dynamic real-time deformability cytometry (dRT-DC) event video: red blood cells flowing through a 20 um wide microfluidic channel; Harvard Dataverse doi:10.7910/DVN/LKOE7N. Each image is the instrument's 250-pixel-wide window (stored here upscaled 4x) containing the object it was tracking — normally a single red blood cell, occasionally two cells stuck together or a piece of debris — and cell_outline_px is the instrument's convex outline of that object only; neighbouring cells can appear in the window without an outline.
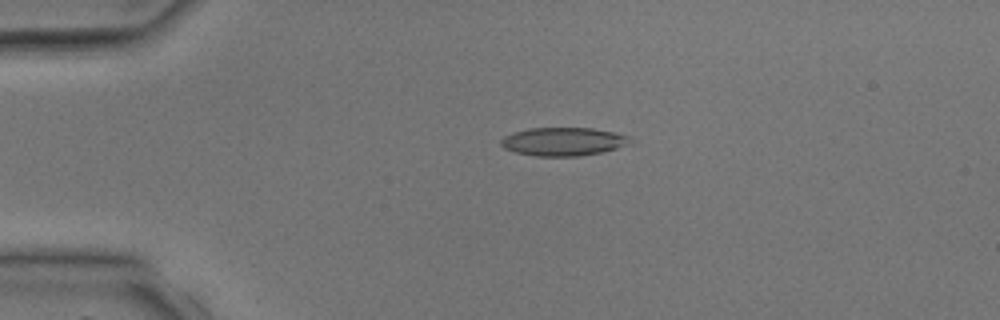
{"species": "common noctule bat (a hibernating species)", "species_latin": "Nyctalus noctula", "temperature_condition": "room temperature", "stored_images_in_passage": 2, "camera_frame_rate_fps": 3000, "um_per_image_px": 0.085, "animal": {"sex": "male", "body_mass_g": 17.9, "forearm_length_mm": 54.2}, "frame": {"image": 1, "passage_image": 1, "time_ms": 0.0, "image_size_px": [1000, 320], "cell_outline_px": [[632, 144], [600, 152], [580, 156], [536, 156], [516, 152], [504, 148], [500, 144], [500, 140], [504, 136], [512, 132], [528, 128], [592, 128], [632, 136]], "centroid_in_image_um": [47.89, 12.03], "position_along_channel_um": 37.1, "area_um2": 21.44}}